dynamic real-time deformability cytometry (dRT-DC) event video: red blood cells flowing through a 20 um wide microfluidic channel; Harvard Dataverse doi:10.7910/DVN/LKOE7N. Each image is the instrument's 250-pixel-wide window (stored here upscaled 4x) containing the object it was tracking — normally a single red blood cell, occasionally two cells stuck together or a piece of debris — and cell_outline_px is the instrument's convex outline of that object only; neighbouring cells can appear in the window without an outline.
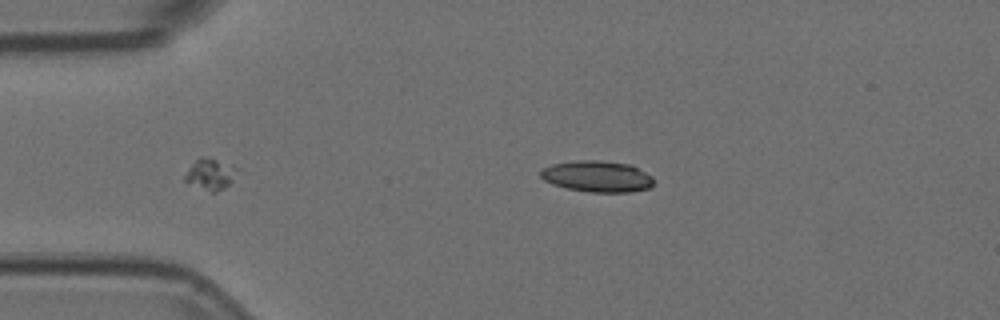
{"species": "Egyptian fruit bat (a non-hibernating species)", "species_latin": "Rousettus aegyptiacus", "temperature_condition": "room temperature", "stored_images_in_passage": 5, "camera_frame_rate_fps": 3000, "um_per_image_px": 0.085, "animal": {"sex": "female"}, "frame": {"image": 1, "passage_image": 5, "time_ms": 1.333, "image_size_px": [1000, 320], "cell_outline_px": [[652, 188], [628, 192], [588, 192], [568, 188], [552, 184], [544, 180], [540, 176], [540, 172], [544, 168], [552, 164], [576, 160], [600, 160], [632, 164], [652, 176]], "centroid_in_image_um": [50.78, 14.99], "position_along_channel_um": 34.2, "area_um2": 20.69}}